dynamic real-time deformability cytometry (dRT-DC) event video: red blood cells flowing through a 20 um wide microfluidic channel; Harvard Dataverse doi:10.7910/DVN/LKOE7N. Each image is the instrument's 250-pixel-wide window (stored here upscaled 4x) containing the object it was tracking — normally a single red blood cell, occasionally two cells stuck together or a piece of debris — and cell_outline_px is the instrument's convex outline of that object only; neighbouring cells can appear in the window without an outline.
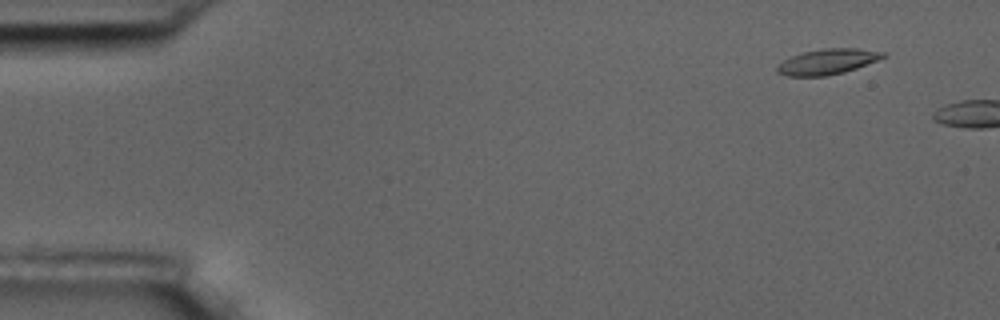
{"species": "common noctule bat (a hibernating species)", "species_latin": "Nyctalus noctula", "temperature_condition": "room temperature", "stored_images_in_passage": 6, "camera_frame_rate_fps": 3000, "um_per_image_px": 0.085, "animal": {"sex": "male", "body_mass_g": 17.5, "forearm_length_mm": 52.3}, "frame": {"image": 1, "passage_image": 2, "time_ms": 1.0, "image_size_px": [1000, 320], "cell_outline_px": [[888, 56], [856, 68], [844, 72], [828, 76], [784, 76], [776, 72], [776, 68], [784, 60], [792, 56], [804, 52], [824, 48], [856, 48], [888, 52]], "centroid_in_image_um": [70.37, 5.24], "position_along_channel_um": 14.6, "area_um2": 15.78}}